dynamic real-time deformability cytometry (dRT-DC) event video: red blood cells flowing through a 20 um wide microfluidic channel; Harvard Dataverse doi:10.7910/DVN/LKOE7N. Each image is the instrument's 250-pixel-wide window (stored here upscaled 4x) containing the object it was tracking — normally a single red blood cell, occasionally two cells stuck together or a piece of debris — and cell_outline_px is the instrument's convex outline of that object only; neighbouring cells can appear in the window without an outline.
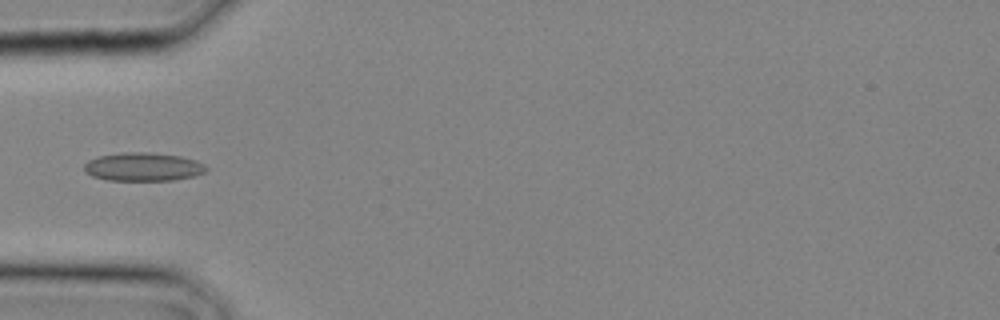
{"species": "common noctule bat (a hibernating species)", "species_latin": "Nyctalus noctula", "temperature_condition": "cold", "stored_images_in_passage": 11, "camera_frame_rate_fps": 3000, "um_per_image_px": 0.085, "animal": {"sex": "male", "body_mass_g": 20.4}, "frame": {"image": 1, "passage_image": 8, "time_ms": 2.333, "image_size_px": [1000, 320], "cell_outline_px": [[208, 168], [204, 172], [196, 176], [172, 180], [108, 180], [92, 176], [84, 172], [84, 164], [88, 160], [96, 156], [124, 152], [148, 152], [180, 156], [196, 160], [204, 164]], "centroid_in_image_um": [12.15, 14.17], "position_along_channel_um": 72.9, "area_um2": 20.35}}
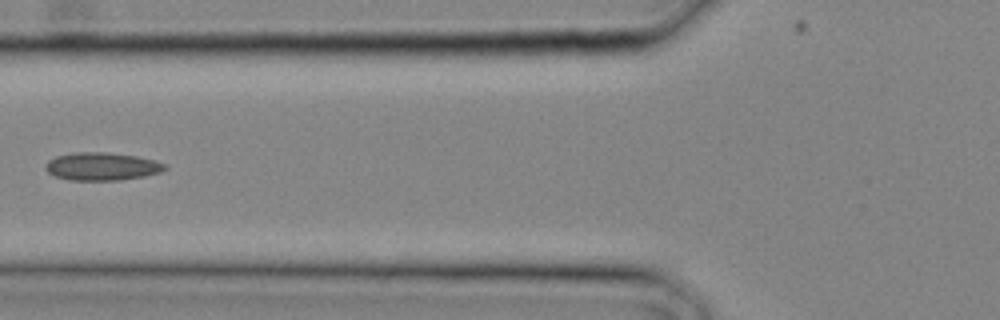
{"frame": {"image": 2, "passage_image": 10, "time_ms": 3.0, "image_size_px": [1000, 320], "cell_outline_px": [[168, 168], [160, 172], [144, 176], [120, 180], [68, 180], [56, 176], [48, 172], [44, 168], [44, 164], [48, 160], [56, 156], [72, 152], [108, 152], [136, 156], [156, 160], [164, 164]], "centroid_in_image_um": [8.64, 14.14], "position_along_channel_um": 117.2, "area_um2": 19.54}}